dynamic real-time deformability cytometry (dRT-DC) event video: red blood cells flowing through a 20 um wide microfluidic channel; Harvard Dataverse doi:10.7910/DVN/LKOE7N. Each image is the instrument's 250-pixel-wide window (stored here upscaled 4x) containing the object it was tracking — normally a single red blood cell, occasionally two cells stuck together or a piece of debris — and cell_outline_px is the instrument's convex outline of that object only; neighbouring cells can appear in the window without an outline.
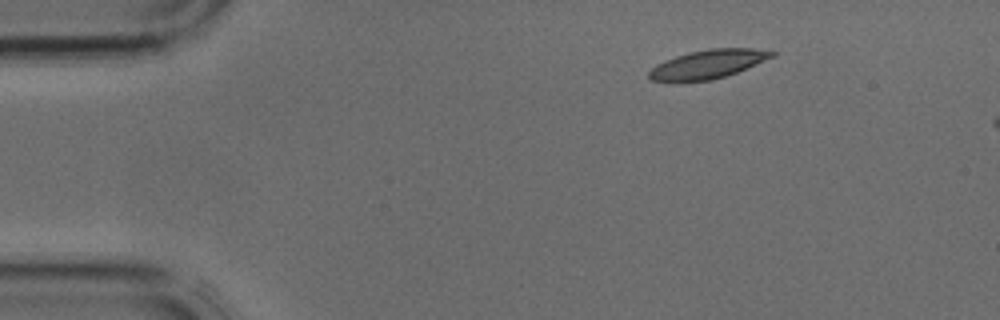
{"species": "common noctule bat (a hibernating species)", "species_latin": "Nyctalus noctula", "temperature_condition": "cold", "stored_images_in_passage": 4, "camera_frame_rate_fps": 3000, "um_per_image_px": 0.085, "animal": {"sex": "male", "body_mass_g": 17.9, "forearm_length_mm": 54.2}, "frame": {"image": 1, "passage_image": 2, "time_ms": 0.333, "image_size_px": [1000, 320], "cell_outline_px": [[776, 56], [736, 72], [712, 80], [672, 84], [652, 80], [648, 76], [648, 72], [656, 64], [664, 60], [676, 56], [708, 48], [752, 48], [776, 52]], "centroid_in_image_um": [60.1, 5.49], "position_along_channel_um": 24.9, "area_um2": 20.98}}